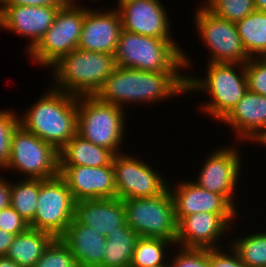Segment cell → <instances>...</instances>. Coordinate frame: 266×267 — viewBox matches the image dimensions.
Listing matches in <instances>:
<instances>
[{
	"mask_svg": "<svg viewBox=\"0 0 266 267\" xmlns=\"http://www.w3.org/2000/svg\"><path fill=\"white\" fill-rule=\"evenodd\" d=\"M66 5H75L76 3L74 2V0H65Z\"/></svg>",
	"mask_w": 266,
	"mask_h": 267,
	"instance_id": "43",
	"label": "cell"
},
{
	"mask_svg": "<svg viewBox=\"0 0 266 267\" xmlns=\"http://www.w3.org/2000/svg\"><path fill=\"white\" fill-rule=\"evenodd\" d=\"M54 239L48 232L29 228L15 236L6 256L20 267H34Z\"/></svg>",
	"mask_w": 266,
	"mask_h": 267,
	"instance_id": "24",
	"label": "cell"
},
{
	"mask_svg": "<svg viewBox=\"0 0 266 267\" xmlns=\"http://www.w3.org/2000/svg\"><path fill=\"white\" fill-rule=\"evenodd\" d=\"M35 102L20 125L58 151L77 133L78 96L49 89Z\"/></svg>",
	"mask_w": 266,
	"mask_h": 267,
	"instance_id": "2",
	"label": "cell"
},
{
	"mask_svg": "<svg viewBox=\"0 0 266 267\" xmlns=\"http://www.w3.org/2000/svg\"><path fill=\"white\" fill-rule=\"evenodd\" d=\"M168 187L174 200L177 222L184 216L201 212L212 214L237 213L235 205H232L224 196L200 188L194 182H181L177 189L176 187L170 188V185Z\"/></svg>",
	"mask_w": 266,
	"mask_h": 267,
	"instance_id": "19",
	"label": "cell"
},
{
	"mask_svg": "<svg viewBox=\"0 0 266 267\" xmlns=\"http://www.w3.org/2000/svg\"><path fill=\"white\" fill-rule=\"evenodd\" d=\"M70 249L79 267H99L102 264L106 237L75 219L59 237Z\"/></svg>",
	"mask_w": 266,
	"mask_h": 267,
	"instance_id": "22",
	"label": "cell"
},
{
	"mask_svg": "<svg viewBox=\"0 0 266 267\" xmlns=\"http://www.w3.org/2000/svg\"><path fill=\"white\" fill-rule=\"evenodd\" d=\"M0 5L63 7L65 0H0Z\"/></svg>",
	"mask_w": 266,
	"mask_h": 267,
	"instance_id": "37",
	"label": "cell"
},
{
	"mask_svg": "<svg viewBox=\"0 0 266 267\" xmlns=\"http://www.w3.org/2000/svg\"><path fill=\"white\" fill-rule=\"evenodd\" d=\"M232 244V249L247 267H266V232L241 237Z\"/></svg>",
	"mask_w": 266,
	"mask_h": 267,
	"instance_id": "29",
	"label": "cell"
},
{
	"mask_svg": "<svg viewBox=\"0 0 266 267\" xmlns=\"http://www.w3.org/2000/svg\"><path fill=\"white\" fill-rule=\"evenodd\" d=\"M65 5L59 9L51 27L36 46L30 58L44 66L54 65L60 58L78 48L87 7Z\"/></svg>",
	"mask_w": 266,
	"mask_h": 267,
	"instance_id": "8",
	"label": "cell"
},
{
	"mask_svg": "<svg viewBox=\"0 0 266 267\" xmlns=\"http://www.w3.org/2000/svg\"><path fill=\"white\" fill-rule=\"evenodd\" d=\"M114 153L77 133L59 150V166L100 167L112 163Z\"/></svg>",
	"mask_w": 266,
	"mask_h": 267,
	"instance_id": "23",
	"label": "cell"
},
{
	"mask_svg": "<svg viewBox=\"0 0 266 267\" xmlns=\"http://www.w3.org/2000/svg\"><path fill=\"white\" fill-rule=\"evenodd\" d=\"M195 15L200 38L211 50L209 63L245 64L250 59L242 46L235 22L216 16L204 6Z\"/></svg>",
	"mask_w": 266,
	"mask_h": 267,
	"instance_id": "11",
	"label": "cell"
},
{
	"mask_svg": "<svg viewBox=\"0 0 266 267\" xmlns=\"http://www.w3.org/2000/svg\"><path fill=\"white\" fill-rule=\"evenodd\" d=\"M123 30L136 34L172 39L170 22L159 0H124L118 3Z\"/></svg>",
	"mask_w": 266,
	"mask_h": 267,
	"instance_id": "14",
	"label": "cell"
},
{
	"mask_svg": "<svg viewBox=\"0 0 266 267\" xmlns=\"http://www.w3.org/2000/svg\"><path fill=\"white\" fill-rule=\"evenodd\" d=\"M255 10L266 12V0H253Z\"/></svg>",
	"mask_w": 266,
	"mask_h": 267,
	"instance_id": "41",
	"label": "cell"
},
{
	"mask_svg": "<svg viewBox=\"0 0 266 267\" xmlns=\"http://www.w3.org/2000/svg\"><path fill=\"white\" fill-rule=\"evenodd\" d=\"M222 122L234 128L240 139L257 140L266 130V96L247 90Z\"/></svg>",
	"mask_w": 266,
	"mask_h": 267,
	"instance_id": "21",
	"label": "cell"
},
{
	"mask_svg": "<svg viewBox=\"0 0 266 267\" xmlns=\"http://www.w3.org/2000/svg\"><path fill=\"white\" fill-rule=\"evenodd\" d=\"M220 249H209V267H247L234 250L231 249L232 253L228 255Z\"/></svg>",
	"mask_w": 266,
	"mask_h": 267,
	"instance_id": "36",
	"label": "cell"
},
{
	"mask_svg": "<svg viewBox=\"0 0 266 267\" xmlns=\"http://www.w3.org/2000/svg\"><path fill=\"white\" fill-rule=\"evenodd\" d=\"M242 65V66H240ZM205 79L187 76V91H208L211 100L202 109L217 120H223L248 90L244 64L208 63ZM241 72L236 73L235 67ZM234 67V68H233ZM240 73V74H239Z\"/></svg>",
	"mask_w": 266,
	"mask_h": 267,
	"instance_id": "5",
	"label": "cell"
},
{
	"mask_svg": "<svg viewBox=\"0 0 266 267\" xmlns=\"http://www.w3.org/2000/svg\"><path fill=\"white\" fill-rule=\"evenodd\" d=\"M234 216L206 212L184 216L177 223L176 243L181 248H220L217 241L225 235Z\"/></svg>",
	"mask_w": 266,
	"mask_h": 267,
	"instance_id": "15",
	"label": "cell"
},
{
	"mask_svg": "<svg viewBox=\"0 0 266 267\" xmlns=\"http://www.w3.org/2000/svg\"><path fill=\"white\" fill-rule=\"evenodd\" d=\"M236 27L249 58L266 57V12L254 10L250 15L237 21ZM256 54L258 56H253Z\"/></svg>",
	"mask_w": 266,
	"mask_h": 267,
	"instance_id": "26",
	"label": "cell"
},
{
	"mask_svg": "<svg viewBox=\"0 0 266 267\" xmlns=\"http://www.w3.org/2000/svg\"><path fill=\"white\" fill-rule=\"evenodd\" d=\"M0 267H20L14 261L9 259L7 256L0 257Z\"/></svg>",
	"mask_w": 266,
	"mask_h": 267,
	"instance_id": "40",
	"label": "cell"
},
{
	"mask_svg": "<svg viewBox=\"0 0 266 267\" xmlns=\"http://www.w3.org/2000/svg\"><path fill=\"white\" fill-rule=\"evenodd\" d=\"M11 184L0 178V210L10 205Z\"/></svg>",
	"mask_w": 266,
	"mask_h": 267,
	"instance_id": "38",
	"label": "cell"
},
{
	"mask_svg": "<svg viewBox=\"0 0 266 267\" xmlns=\"http://www.w3.org/2000/svg\"><path fill=\"white\" fill-rule=\"evenodd\" d=\"M15 236L11 232L0 230V257L7 255Z\"/></svg>",
	"mask_w": 266,
	"mask_h": 267,
	"instance_id": "39",
	"label": "cell"
},
{
	"mask_svg": "<svg viewBox=\"0 0 266 267\" xmlns=\"http://www.w3.org/2000/svg\"><path fill=\"white\" fill-rule=\"evenodd\" d=\"M258 143L260 141L261 144L266 146V130L257 138L256 140Z\"/></svg>",
	"mask_w": 266,
	"mask_h": 267,
	"instance_id": "42",
	"label": "cell"
},
{
	"mask_svg": "<svg viewBox=\"0 0 266 267\" xmlns=\"http://www.w3.org/2000/svg\"><path fill=\"white\" fill-rule=\"evenodd\" d=\"M187 75L179 72H147L116 66L96 96L123 108L127 102L150 104L179 93H187Z\"/></svg>",
	"mask_w": 266,
	"mask_h": 267,
	"instance_id": "1",
	"label": "cell"
},
{
	"mask_svg": "<svg viewBox=\"0 0 266 267\" xmlns=\"http://www.w3.org/2000/svg\"><path fill=\"white\" fill-rule=\"evenodd\" d=\"M180 251L172 258L170 267H209V249L183 248Z\"/></svg>",
	"mask_w": 266,
	"mask_h": 267,
	"instance_id": "34",
	"label": "cell"
},
{
	"mask_svg": "<svg viewBox=\"0 0 266 267\" xmlns=\"http://www.w3.org/2000/svg\"><path fill=\"white\" fill-rule=\"evenodd\" d=\"M123 112V108L104 102L96 95L78 96L77 134L119 154L125 128Z\"/></svg>",
	"mask_w": 266,
	"mask_h": 267,
	"instance_id": "6",
	"label": "cell"
},
{
	"mask_svg": "<svg viewBox=\"0 0 266 267\" xmlns=\"http://www.w3.org/2000/svg\"><path fill=\"white\" fill-rule=\"evenodd\" d=\"M244 67L248 90L266 96V57L250 58Z\"/></svg>",
	"mask_w": 266,
	"mask_h": 267,
	"instance_id": "33",
	"label": "cell"
},
{
	"mask_svg": "<svg viewBox=\"0 0 266 267\" xmlns=\"http://www.w3.org/2000/svg\"><path fill=\"white\" fill-rule=\"evenodd\" d=\"M75 200L66 182L57 177L40 179L37 211L30 228L59 238L74 219Z\"/></svg>",
	"mask_w": 266,
	"mask_h": 267,
	"instance_id": "10",
	"label": "cell"
},
{
	"mask_svg": "<svg viewBox=\"0 0 266 267\" xmlns=\"http://www.w3.org/2000/svg\"><path fill=\"white\" fill-rule=\"evenodd\" d=\"M122 154L114 155L112 161L116 198L125 200L154 197L168 188L167 181L147 163Z\"/></svg>",
	"mask_w": 266,
	"mask_h": 267,
	"instance_id": "12",
	"label": "cell"
},
{
	"mask_svg": "<svg viewBox=\"0 0 266 267\" xmlns=\"http://www.w3.org/2000/svg\"><path fill=\"white\" fill-rule=\"evenodd\" d=\"M53 88L75 96L96 95L116 67L114 54L74 49L54 65ZM58 87V88H57Z\"/></svg>",
	"mask_w": 266,
	"mask_h": 267,
	"instance_id": "4",
	"label": "cell"
},
{
	"mask_svg": "<svg viewBox=\"0 0 266 267\" xmlns=\"http://www.w3.org/2000/svg\"><path fill=\"white\" fill-rule=\"evenodd\" d=\"M173 242L161 238L140 237L133 252L130 267H153L164 263L166 246Z\"/></svg>",
	"mask_w": 266,
	"mask_h": 267,
	"instance_id": "28",
	"label": "cell"
},
{
	"mask_svg": "<svg viewBox=\"0 0 266 267\" xmlns=\"http://www.w3.org/2000/svg\"><path fill=\"white\" fill-rule=\"evenodd\" d=\"M207 1V2H206ZM206 8L216 16L230 22H237L254 10L253 0H206Z\"/></svg>",
	"mask_w": 266,
	"mask_h": 267,
	"instance_id": "30",
	"label": "cell"
},
{
	"mask_svg": "<svg viewBox=\"0 0 266 267\" xmlns=\"http://www.w3.org/2000/svg\"><path fill=\"white\" fill-rule=\"evenodd\" d=\"M59 176L75 201L116 198L112 163L100 167L59 166Z\"/></svg>",
	"mask_w": 266,
	"mask_h": 267,
	"instance_id": "13",
	"label": "cell"
},
{
	"mask_svg": "<svg viewBox=\"0 0 266 267\" xmlns=\"http://www.w3.org/2000/svg\"><path fill=\"white\" fill-rule=\"evenodd\" d=\"M240 165V157L234 147L232 149L230 147L220 148L211 156L209 155L203 164L198 180L194 183L209 192L224 196L234 205L233 194L237 178H239Z\"/></svg>",
	"mask_w": 266,
	"mask_h": 267,
	"instance_id": "17",
	"label": "cell"
},
{
	"mask_svg": "<svg viewBox=\"0 0 266 267\" xmlns=\"http://www.w3.org/2000/svg\"><path fill=\"white\" fill-rule=\"evenodd\" d=\"M34 267H79L70 249L55 238L45 249Z\"/></svg>",
	"mask_w": 266,
	"mask_h": 267,
	"instance_id": "31",
	"label": "cell"
},
{
	"mask_svg": "<svg viewBox=\"0 0 266 267\" xmlns=\"http://www.w3.org/2000/svg\"><path fill=\"white\" fill-rule=\"evenodd\" d=\"M126 223L140 237L161 238L176 244L177 220L169 187L160 195L123 200Z\"/></svg>",
	"mask_w": 266,
	"mask_h": 267,
	"instance_id": "7",
	"label": "cell"
},
{
	"mask_svg": "<svg viewBox=\"0 0 266 267\" xmlns=\"http://www.w3.org/2000/svg\"><path fill=\"white\" fill-rule=\"evenodd\" d=\"M24 180L11 184L10 206L31 225L37 211L40 179Z\"/></svg>",
	"mask_w": 266,
	"mask_h": 267,
	"instance_id": "27",
	"label": "cell"
},
{
	"mask_svg": "<svg viewBox=\"0 0 266 267\" xmlns=\"http://www.w3.org/2000/svg\"><path fill=\"white\" fill-rule=\"evenodd\" d=\"M139 235L128 225L117 228L106 238L102 264L99 267H130Z\"/></svg>",
	"mask_w": 266,
	"mask_h": 267,
	"instance_id": "25",
	"label": "cell"
},
{
	"mask_svg": "<svg viewBox=\"0 0 266 267\" xmlns=\"http://www.w3.org/2000/svg\"><path fill=\"white\" fill-rule=\"evenodd\" d=\"M5 168H14L27 179H51L59 175V151L19 125L12 135Z\"/></svg>",
	"mask_w": 266,
	"mask_h": 267,
	"instance_id": "9",
	"label": "cell"
},
{
	"mask_svg": "<svg viewBox=\"0 0 266 267\" xmlns=\"http://www.w3.org/2000/svg\"><path fill=\"white\" fill-rule=\"evenodd\" d=\"M30 228L26 222L10 205L0 210V230L15 235L23 233Z\"/></svg>",
	"mask_w": 266,
	"mask_h": 267,
	"instance_id": "35",
	"label": "cell"
},
{
	"mask_svg": "<svg viewBox=\"0 0 266 267\" xmlns=\"http://www.w3.org/2000/svg\"><path fill=\"white\" fill-rule=\"evenodd\" d=\"M153 267H170L168 263L166 265H160V266H153Z\"/></svg>",
	"mask_w": 266,
	"mask_h": 267,
	"instance_id": "44",
	"label": "cell"
},
{
	"mask_svg": "<svg viewBox=\"0 0 266 267\" xmlns=\"http://www.w3.org/2000/svg\"><path fill=\"white\" fill-rule=\"evenodd\" d=\"M74 219L106 238L117 228L127 226L125 204L120 198L76 201Z\"/></svg>",
	"mask_w": 266,
	"mask_h": 267,
	"instance_id": "20",
	"label": "cell"
},
{
	"mask_svg": "<svg viewBox=\"0 0 266 267\" xmlns=\"http://www.w3.org/2000/svg\"><path fill=\"white\" fill-rule=\"evenodd\" d=\"M123 30L119 11L98 12L88 9L84 15L78 48L114 54Z\"/></svg>",
	"mask_w": 266,
	"mask_h": 267,
	"instance_id": "18",
	"label": "cell"
},
{
	"mask_svg": "<svg viewBox=\"0 0 266 267\" xmlns=\"http://www.w3.org/2000/svg\"><path fill=\"white\" fill-rule=\"evenodd\" d=\"M19 125V117L15 112L0 110V168L5 169L9 161L12 135Z\"/></svg>",
	"mask_w": 266,
	"mask_h": 267,
	"instance_id": "32",
	"label": "cell"
},
{
	"mask_svg": "<svg viewBox=\"0 0 266 267\" xmlns=\"http://www.w3.org/2000/svg\"><path fill=\"white\" fill-rule=\"evenodd\" d=\"M188 58L172 39L127 30H122L114 53L116 66L147 72H178L180 67H188Z\"/></svg>",
	"mask_w": 266,
	"mask_h": 267,
	"instance_id": "3",
	"label": "cell"
},
{
	"mask_svg": "<svg viewBox=\"0 0 266 267\" xmlns=\"http://www.w3.org/2000/svg\"><path fill=\"white\" fill-rule=\"evenodd\" d=\"M62 7L53 6H0V27L20 36L30 37L28 52L32 50L51 27Z\"/></svg>",
	"mask_w": 266,
	"mask_h": 267,
	"instance_id": "16",
	"label": "cell"
}]
</instances>
